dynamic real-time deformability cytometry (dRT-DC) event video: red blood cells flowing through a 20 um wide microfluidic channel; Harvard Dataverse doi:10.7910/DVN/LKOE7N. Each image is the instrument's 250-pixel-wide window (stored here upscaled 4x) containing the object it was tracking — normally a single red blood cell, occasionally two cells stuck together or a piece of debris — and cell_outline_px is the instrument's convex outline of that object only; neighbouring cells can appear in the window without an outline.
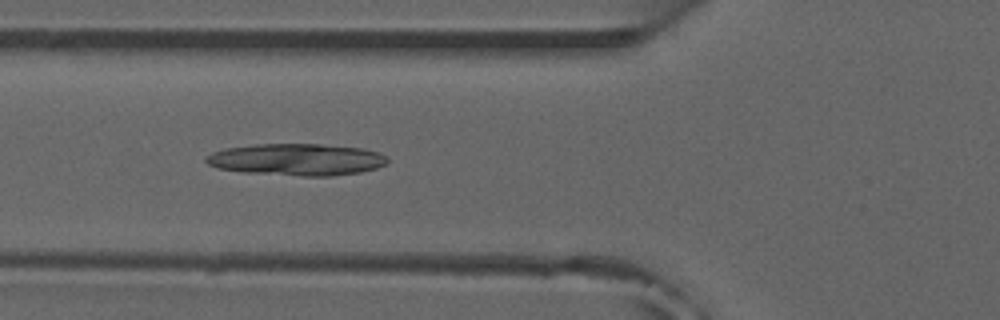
{"species": "common noctule bat (a hibernating species)", "species_latin": "Nyctalus noctula", "temperature_condition": "room temperature", "stored_images_in_passage": 27, "camera_frame_rate_fps": 3000, "um_per_image_px": 0.085, "animal": {"sex": "male", "forearm_length_mm": 52.5}, "frame": {"image": 1, "passage_image": 19, "time_ms": 6.0, "image_size_px": [1000, 320], "cell_outline_px": [[388, 164], [376, 168], [360, 172], [332, 176], [304, 176], [244, 172], [216, 168], [208, 164], [204, 160], [204, 156], [212, 152], [224, 148], [256, 144], [320, 144], [364, 148], [388, 156]], "centroid_in_image_um": [25.21, 13.56], "position_along_channel_um": 100.6, "area_um2": 33.93}}
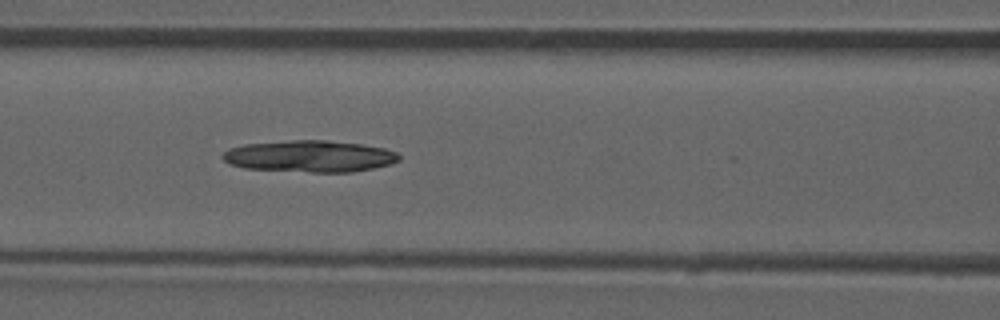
{"frame": {"image": 2, "passage_image": 22, "time_ms": 7.0, "image_size_px": [1000, 320], "cell_outline_px": [[400, 160], [392, 164], [352, 172], [312, 172], [244, 168], [228, 164], [220, 156], [228, 148], [244, 144], [292, 140], [328, 140], [360, 144], [384, 148], [396, 152], [400, 156]], "centroid_in_image_um": [26.3, 13.28], "position_along_channel_um": 140.3, "area_um2": 32.66}}